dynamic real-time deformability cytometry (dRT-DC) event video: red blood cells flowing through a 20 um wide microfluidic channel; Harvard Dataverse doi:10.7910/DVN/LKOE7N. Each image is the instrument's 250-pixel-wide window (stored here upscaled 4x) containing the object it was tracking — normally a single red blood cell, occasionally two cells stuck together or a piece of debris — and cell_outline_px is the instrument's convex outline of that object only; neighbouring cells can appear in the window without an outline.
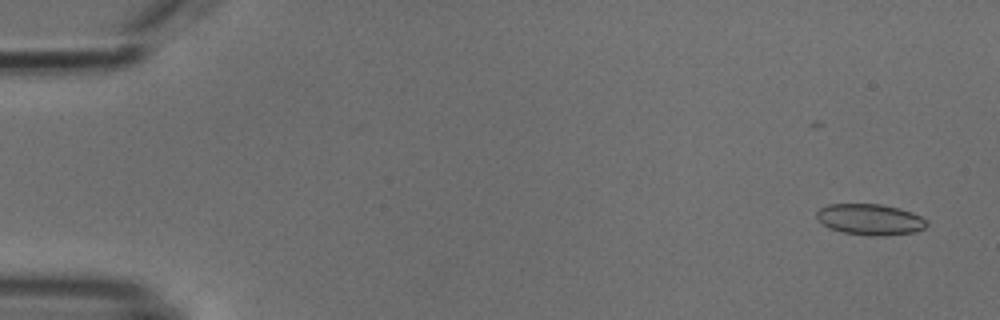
{"species": "common noctule bat (a hibernating species)", "species_latin": "Nyctalus noctula", "temperature_condition": "cold", "stored_images_in_passage": 4, "camera_frame_rate_fps": 3000, "um_per_image_px": 0.085, "animal": {"sex": "male", "body_mass_g": 18.8}, "frame": {"image": 1, "passage_image": 1, "time_ms": 0.0, "image_size_px": [1000, 320], "cell_outline_px": [[928, 224], [924, 228], [916, 232], [884, 236], [872, 236], [844, 232], [828, 228], [816, 216], [816, 212], [820, 208], [828, 204], [880, 204], [900, 208], [912, 212], [928, 220]], "centroid_in_image_um": [73.99, 18.65], "position_along_channel_um": 11.0, "area_um2": 20.0}}
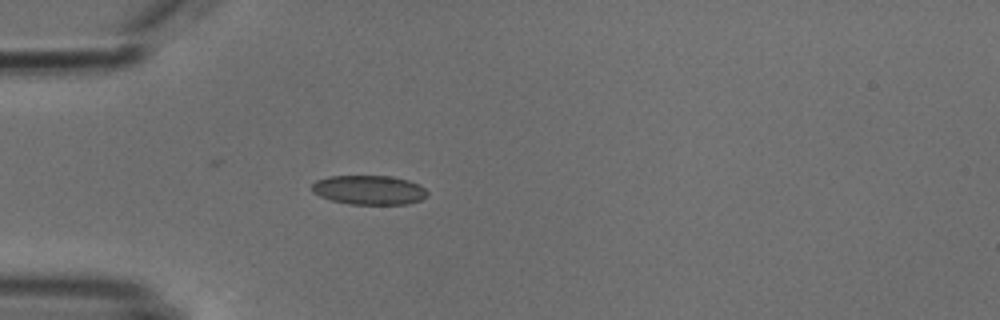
{"frame": {"image": 2, "passage_image": 4, "time_ms": 4.333, "image_size_px": [1000, 320], "cell_outline_px": [[428, 196], [420, 200], [408, 204], [352, 204], [332, 200], [320, 196], [312, 192], [312, 184], [316, 180], [328, 176], [392, 176], [408, 180], [420, 184], [428, 192]], "centroid_in_image_um": [31.39, 16.14], "position_along_channel_um": 53.6, "area_um2": 19.77}}